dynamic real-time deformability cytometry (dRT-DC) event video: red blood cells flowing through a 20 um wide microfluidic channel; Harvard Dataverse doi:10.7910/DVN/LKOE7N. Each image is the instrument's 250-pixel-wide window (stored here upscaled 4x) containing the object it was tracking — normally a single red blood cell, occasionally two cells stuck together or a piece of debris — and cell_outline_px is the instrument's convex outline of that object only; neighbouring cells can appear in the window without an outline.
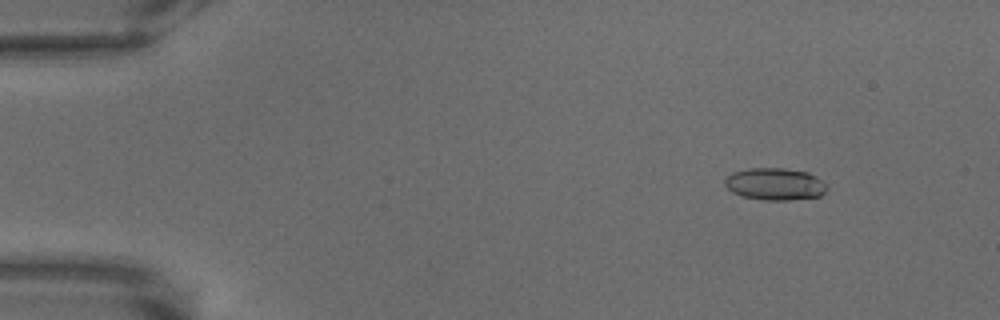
{"species": "common noctule bat (a hibernating species)", "species_latin": "Nyctalus noctula", "temperature_condition": "warm", "stored_images_in_passage": 63, "camera_frame_rate_fps": 3000, "um_per_image_px": 0.085, "animal": {"sex": "male", "body_mass_g": 18.8}, "frame": {"image": 1, "passage_image": 2, "time_ms": 0.333, "image_size_px": [1000, 320], "cell_outline_px": [[828, 188], [820, 196], [788, 200], [764, 200], [744, 196], [732, 192], [724, 184], [724, 180], [732, 172], [748, 168], [784, 168], [808, 172], [816, 176]], "centroid_in_image_um": [65.86, 15.63], "position_along_channel_um": 19.1, "area_um2": 19.02}}
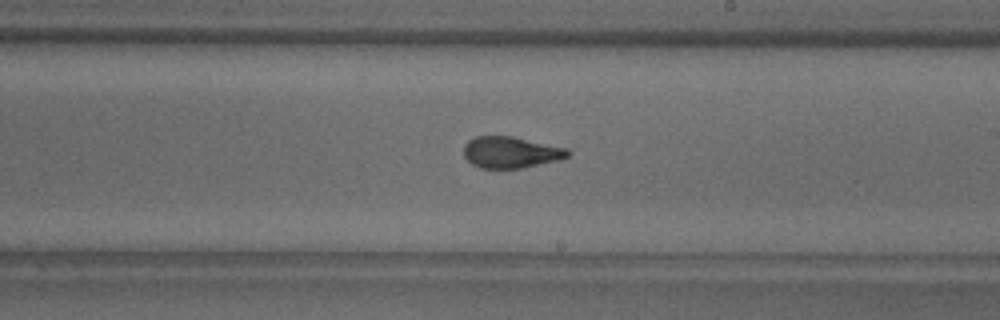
{"frame": {"image": 2, "passage_image": 35, "time_ms": 11.333, "image_size_px": [1000, 320], "cell_outline_px": [[572, 152], [568, 156], [560, 160], [520, 168], [480, 168], [472, 164], [464, 156], [464, 144], [468, 140], [476, 136], [512, 136], [568, 148]], "centroid_in_image_um": [43.43, 12.94], "position_along_channel_um": 245.6, "area_um2": 19.13}}
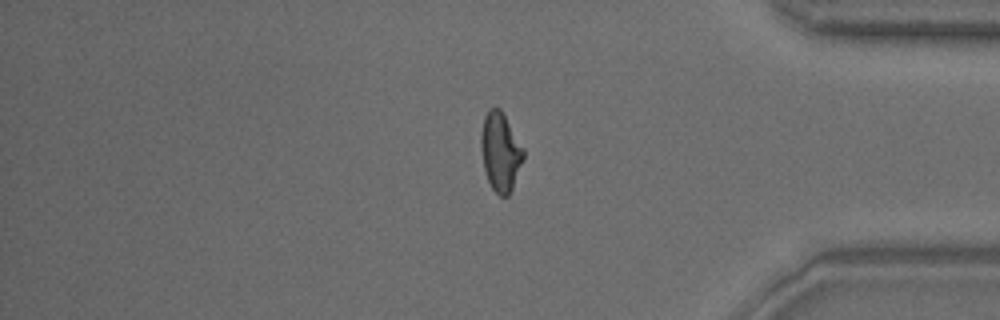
{"frame": {"image": 3, "passage_image": 52, "time_ms": 17.0, "image_size_px": [1000, 320], "cell_outline_px": [[524, 156], [512, 188], [508, 196], [500, 196], [492, 188], [488, 180], [484, 168], [480, 148], [480, 136], [484, 116], [488, 108], [500, 108], [524, 148]], "centroid_in_image_um": [42.52, 12.88], "position_along_channel_um": 392.7, "area_um2": 19.36}}